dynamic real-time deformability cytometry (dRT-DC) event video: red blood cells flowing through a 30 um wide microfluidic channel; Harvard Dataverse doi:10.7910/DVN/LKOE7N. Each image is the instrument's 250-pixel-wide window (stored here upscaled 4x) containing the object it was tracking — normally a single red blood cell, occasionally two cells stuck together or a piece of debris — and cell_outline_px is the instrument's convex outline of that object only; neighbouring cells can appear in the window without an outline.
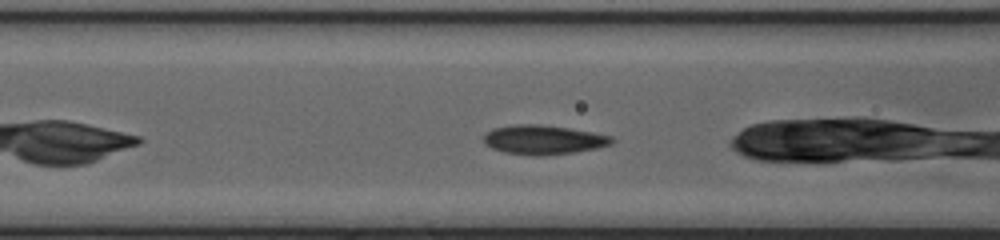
{"species": "common noctule bat (a hibernating species)", "species_latin": "Nyctalus noctula", "temperature_condition": "cold", "stored_images_in_passage": 27, "camera_frame_rate_fps": 3000, "um_per_image_px": 0.085, "animal": {"sex": "female", "body_mass_g": 20.0, "forearm_length_mm": 54.0}, "frame": {"image": 1, "passage_image": 3, "time_ms": 0.667, "image_size_px": [1000, 240], "cell_outline_px": [[616, 140], [612, 144], [596, 148], [572, 152], [544, 156], [532, 156], [504, 152], [492, 148], [484, 144], [484, 136], [492, 128], [516, 124], [540, 124], [568, 128], [592, 132], [612, 136]], "centroid_in_image_um": [46.19, 11.88], "position_along_channel_um": 120.4, "area_um2": 21.91}}
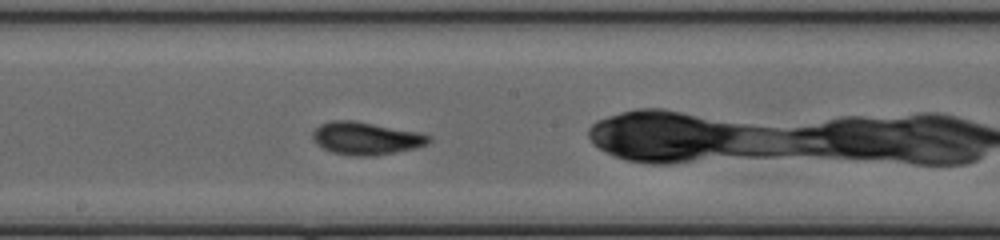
{"frame": {"image": 2, "passage_image": 10, "time_ms": 3.0, "image_size_px": [1000, 240], "cell_outline_px": [[432, 140], [428, 144], [416, 148], [396, 152], [372, 156], [356, 156], [332, 152], [316, 144], [312, 140], [312, 132], [320, 124], [332, 120], [356, 120], [420, 132], [432, 136]], "centroid_in_image_um": [31.13, 11.75], "position_along_channel_um": 217.1, "area_um2": 22.43}}
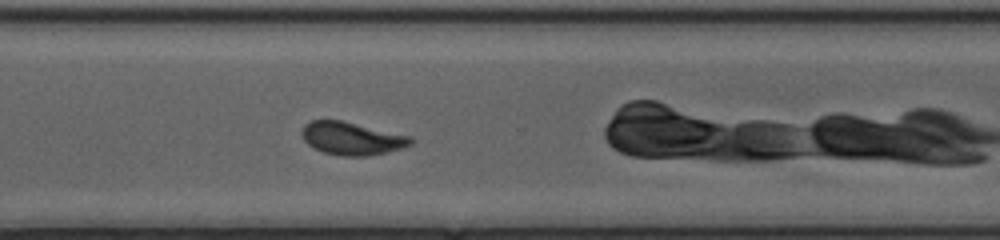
{"frame": {"image": 3, "passage_image": 19, "time_ms": 6.0, "image_size_px": [1000, 240], "cell_outline_px": [[416, 140], [412, 144], [404, 148], [388, 152], [368, 156], [340, 156], [324, 152], [312, 148], [304, 140], [300, 132], [304, 124], [312, 120], [340, 120], [412, 136]], "centroid_in_image_um": [29.93, 11.77], "position_along_channel_um": 340.7, "area_um2": 21.15}, "authors_computed_cell_mechanics": {"area_um2": 21.1548, "velocity_mm_per_s": 4.1352, "shape_relaxation_time_tau1_ms": 1.802, "shape_relaxation_time_tau2_ms": 1.1663, "deformation_change_tau1": 0.1013, "deformation_change_tau2": 0.0491}}